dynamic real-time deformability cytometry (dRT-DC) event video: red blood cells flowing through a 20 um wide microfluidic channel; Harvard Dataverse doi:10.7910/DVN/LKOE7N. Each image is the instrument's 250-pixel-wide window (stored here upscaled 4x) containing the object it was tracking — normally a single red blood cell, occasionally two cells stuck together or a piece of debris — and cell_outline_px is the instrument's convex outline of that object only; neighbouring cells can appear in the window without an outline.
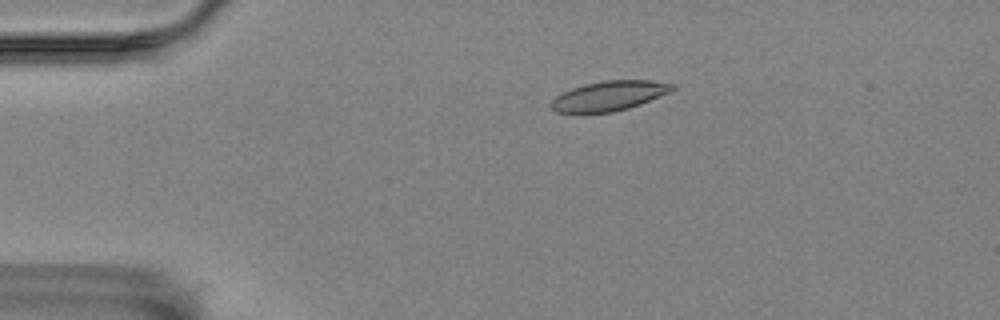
{"species": "Egyptian fruit bat (a non-hibernating species)", "species_latin": "Rousettus aegyptiacus", "temperature_condition": "room temperature", "stored_images_in_passage": 8, "camera_frame_rate_fps": 3000, "um_per_image_px": 0.085, "animal": {"sex": "female"}, "frame": {"image": 1, "passage_image": 4, "time_ms": 1.0, "image_size_px": [1000, 320], "cell_outline_px": [[676, 88], [668, 92], [640, 104], [628, 108], [612, 112], [556, 112], [548, 104], [556, 96], [572, 88], [584, 84], [604, 80], [648, 80], [676, 84]], "centroid_in_image_um": [51.77, 8.13], "position_along_channel_um": 33.2, "area_um2": 20.75}}
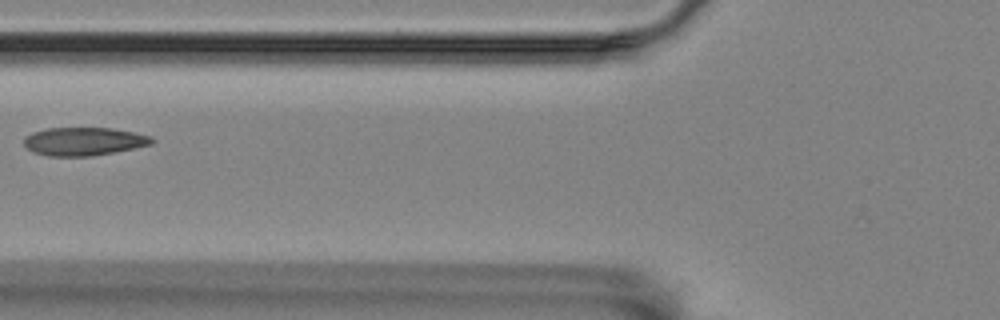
{"frame": {"image": 2, "passage_image": 7, "time_ms": 2.0, "image_size_px": [1000, 320], "cell_outline_px": [[156, 140], [152, 144], [92, 156], [48, 156], [32, 152], [24, 144], [24, 136], [32, 132], [48, 128], [112, 128], [152, 136]], "centroid_in_image_um": [7.1, 12.01], "position_along_channel_um": 118.7, "area_um2": 20.98}}
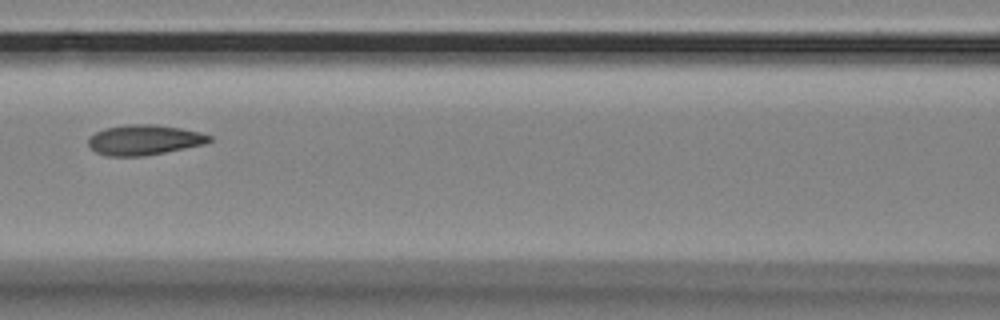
{"frame": {"image": 3, "passage_image": 8, "time_ms": 2.333, "image_size_px": [1000, 320], "cell_outline_px": [[212, 140], [204, 144], [144, 156], [108, 156], [96, 152], [88, 144], [88, 140], [96, 132], [104, 128], [128, 124], [156, 124], [180, 128], [200, 132], [212, 136]], "centroid_in_image_um": [12.27, 11.88], "position_along_channel_um": 154.3, "area_um2": 21.15}}